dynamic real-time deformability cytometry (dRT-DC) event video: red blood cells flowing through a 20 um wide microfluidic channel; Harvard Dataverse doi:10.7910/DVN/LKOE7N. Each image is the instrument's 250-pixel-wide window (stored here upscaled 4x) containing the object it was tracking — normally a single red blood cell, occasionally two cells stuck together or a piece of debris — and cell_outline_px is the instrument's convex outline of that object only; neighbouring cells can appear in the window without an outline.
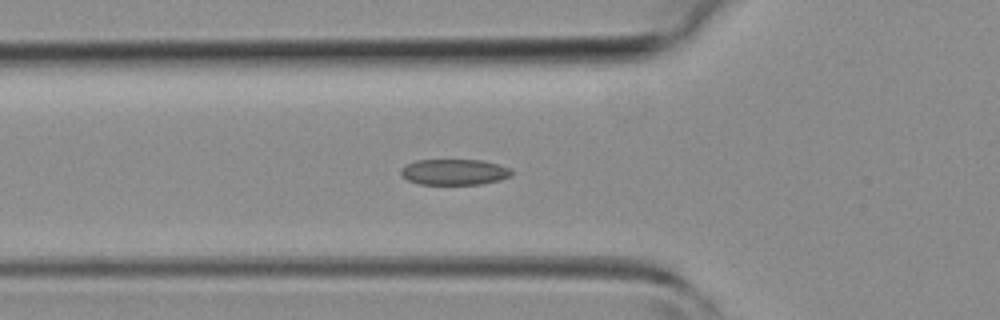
{"species": "common noctule bat (a hibernating species)", "species_latin": "Nyctalus noctula", "temperature_condition": "room temperature", "stored_images_in_passage": 31, "camera_frame_rate_fps": 3000, "um_per_image_px": 0.085, "animal": {"sex": "female", "body_mass_g": 19.3, "forearm_length_mm": 54.1}, "frame": {"image": 1, "passage_image": 2, "time_ms": 0.333, "image_size_px": [1000, 320], "cell_outline_px": [[512, 176], [500, 180], [480, 184], [420, 184], [408, 180], [400, 176], [400, 168], [416, 160], [484, 160], [500, 164], [512, 168]], "centroid_in_image_um": [38.64, 14.61], "position_along_channel_um": 87.2, "area_um2": 16.88}}
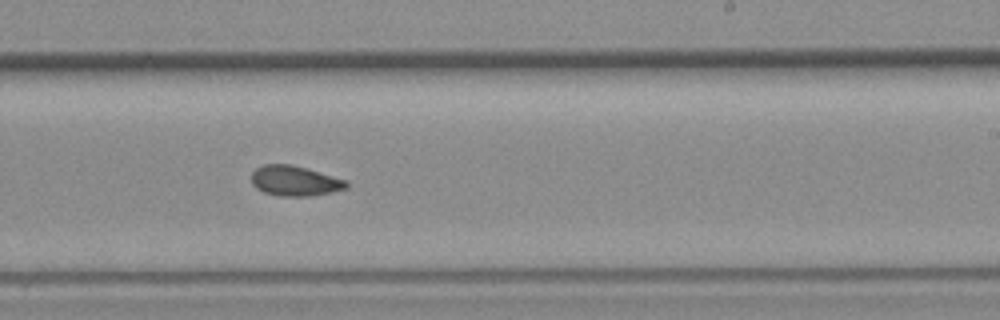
{"frame": {"image": 2, "passage_image": 13, "time_ms": 4.0, "image_size_px": [1000, 320], "cell_outline_px": [[348, 188], [332, 192], [308, 196], [280, 196], [264, 192], [256, 188], [252, 184], [252, 172], [256, 168], [264, 164], [292, 164], [344, 180], [348, 184]], "centroid_in_image_um": [25.02, 15.38], "position_along_channel_um": 264.0, "area_um2": 16.47}}
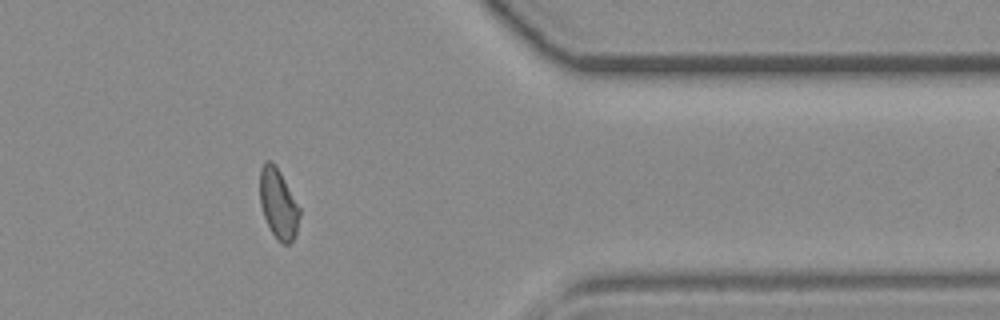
{"frame": {"image": 3, "passage_image": 22, "time_ms": 7.0, "image_size_px": [1000, 320], "cell_outline_px": [[300, 216], [296, 232], [292, 240], [288, 244], [280, 244], [272, 232], [264, 216], [260, 204], [260, 168], [268, 160], [272, 160], [276, 164], [300, 208]], "centroid_in_image_um": [23.66, 17.3], "position_along_channel_um": 387.7, "area_um2": 16.13}}